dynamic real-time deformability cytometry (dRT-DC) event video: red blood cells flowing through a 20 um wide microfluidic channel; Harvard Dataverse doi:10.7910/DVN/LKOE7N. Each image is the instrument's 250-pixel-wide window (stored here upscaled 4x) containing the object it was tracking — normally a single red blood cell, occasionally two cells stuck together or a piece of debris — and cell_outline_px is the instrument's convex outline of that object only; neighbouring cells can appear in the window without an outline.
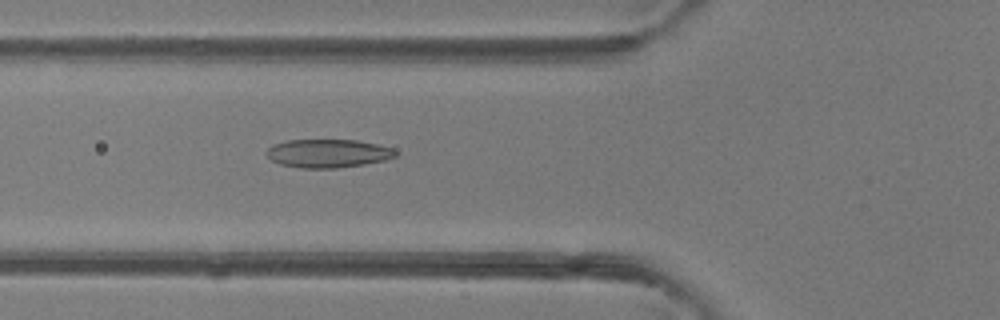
{"species": "common noctule bat (a hibernating species)", "species_latin": "Nyctalus noctula", "temperature_condition": "room temperature", "stored_images_in_passage": 49, "camera_frame_rate_fps": 3000, "um_per_image_px": 0.085, "animal": {"sex": "female"}, "frame": {"image": 1, "passage_image": 18, "time_ms": 5.667, "image_size_px": [1000, 320], "cell_outline_px": [[396, 156], [384, 160], [364, 164], [336, 168], [300, 168], [280, 164], [272, 160], [264, 152], [272, 144], [288, 140], [356, 140], [376, 144], [392, 148], [396, 152]], "centroid_in_image_um": [27.84, 13.03], "position_along_channel_um": 98.0, "area_um2": 21.27}}
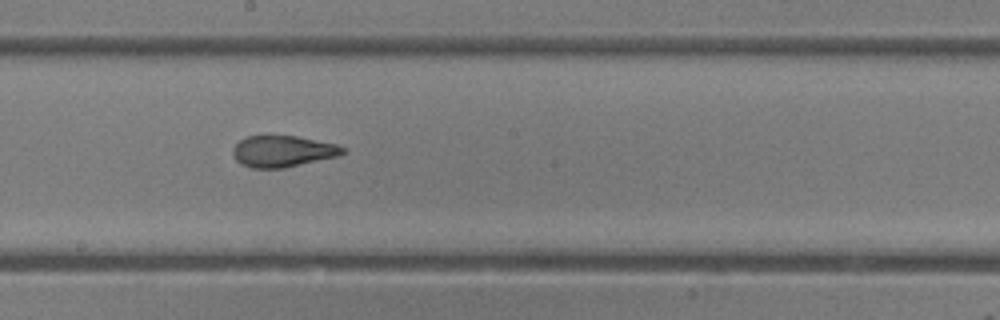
{"frame": {"image": 2, "passage_image": 27, "time_ms": 8.667, "image_size_px": [1000, 320], "cell_outline_px": [[344, 152], [340, 156], [284, 168], [252, 168], [240, 164], [236, 160], [232, 152], [232, 148], [240, 140], [248, 136], [296, 136], [336, 144], [344, 148]], "centroid_in_image_um": [24.02, 12.87], "position_along_channel_um": 224.2, "area_um2": 20.06}}
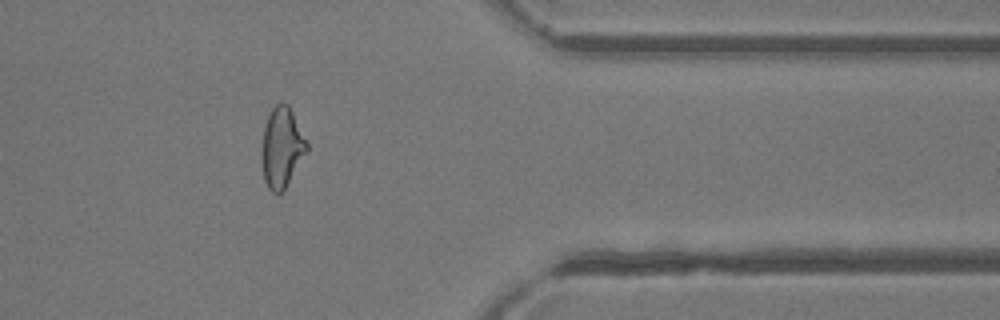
{"frame": {"image": 3, "passage_image": 40, "time_ms": 13.0, "image_size_px": [1000, 320], "cell_outline_px": [[308, 148], [284, 188], [280, 192], [272, 192], [268, 188], [264, 180], [260, 160], [260, 152], [264, 124], [272, 108], [280, 100], [288, 104], [308, 144]], "centroid_in_image_um": [23.89, 12.49], "position_along_channel_um": 387.5, "area_um2": 20.92}, "authors_computed_cell_mechanics": {"area_um2": 21.8484, "velocity_mm_per_s": 4.182, "shape_relaxation_time_tau1_ms": 7.4721, "shape_relaxation_time_tau2_ms": 1.3432, "deformation_change_tau1": 0.2221, "deformation_change_tau2": 0.0755}}